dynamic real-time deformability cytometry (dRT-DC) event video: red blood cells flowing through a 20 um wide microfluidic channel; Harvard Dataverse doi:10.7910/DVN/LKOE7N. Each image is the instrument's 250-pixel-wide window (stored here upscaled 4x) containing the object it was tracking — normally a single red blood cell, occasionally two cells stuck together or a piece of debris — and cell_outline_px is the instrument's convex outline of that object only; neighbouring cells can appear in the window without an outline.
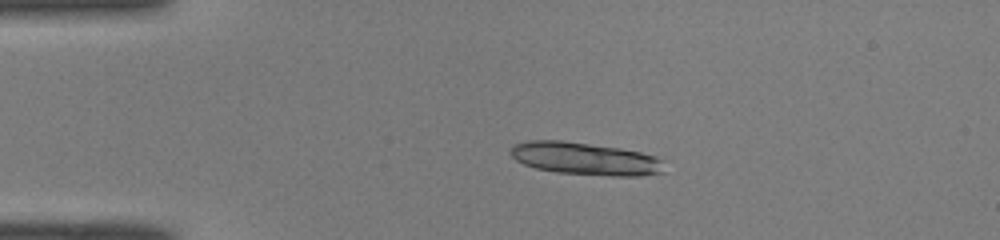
{"species": "common noctule bat (a hibernating species)", "species_latin": "Nyctalus noctula", "temperature_condition": "room temperature", "stored_images_in_passage": 43, "segment_of_instrument_passage": [1, 2], "camera_frame_rate_fps": 3000, "um_per_image_px": 0.085, "animal": {"sex": "male", "body_mass_g": 19.0, "forearm_length_mm": 50.8}, "frame": {"image": 1, "passage_image": 10, "time_ms": 3.0, "image_size_px": [1000, 240], "cell_outline_px": [[664, 172], [640, 176], [612, 176], [556, 172], [536, 168], [524, 164], [516, 160], [508, 152], [516, 144], [528, 140], [560, 140], [620, 148], [640, 152], [656, 156], [664, 160]], "centroid_in_image_um": [49.77, 13.49], "position_along_channel_um": 35.2, "area_um2": 29.25}}